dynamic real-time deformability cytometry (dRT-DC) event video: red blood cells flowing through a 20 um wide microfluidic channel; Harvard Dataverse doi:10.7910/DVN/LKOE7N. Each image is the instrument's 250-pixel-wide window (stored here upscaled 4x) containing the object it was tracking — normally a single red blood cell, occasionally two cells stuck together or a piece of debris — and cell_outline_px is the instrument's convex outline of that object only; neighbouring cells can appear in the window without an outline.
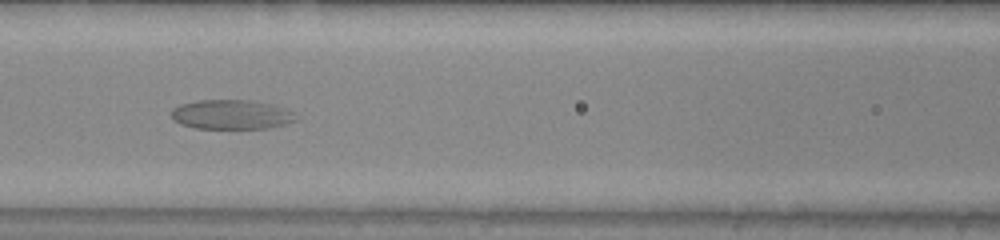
{"species": "common noctule bat (a hibernating species)", "species_latin": "Nyctalus noctula", "temperature_condition": "warm", "stored_images_in_passage": 48, "camera_frame_rate_fps": 3000, "um_per_image_px": 0.085, "animal": {"sex": "male", "body_mass_g": 20.0, "forearm_length_mm": 53.3}, "frame": {"image": 1, "passage_image": 19, "time_ms": 6.0, "image_size_px": [1000, 240], "cell_outline_px": [[296, 120], [284, 124], [268, 128], [196, 128], [180, 124], [172, 120], [172, 108], [180, 104], [200, 100], [252, 100], [272, 104], [284, 108], [292, 112]], "centroid_in_image_um": [19.63, 9.73], "position_along_channel_um": 147.0, "area_um2": 21.27}}
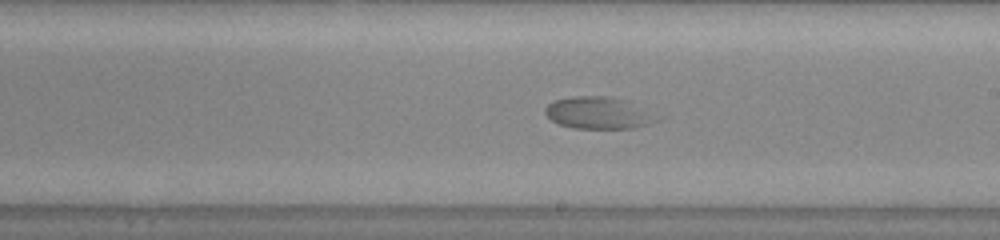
{"frame": {"image": 2, "passage_image": 26, "time_ms": 8.333, "image_size_px": [1000, 240], "cell_outline_px": [[656, 120], [648, 124], [636, 128], [576, 128], [560, 124], [552, 120], [544, 112], [544, 108], [548, 104], [556, 100], [572, 96], [608, 96], [624, 100]], "centroid_in_image_um": [50.7, 9.6], "position_along_channel_um": 238.3, "area_um2": 19.77}}
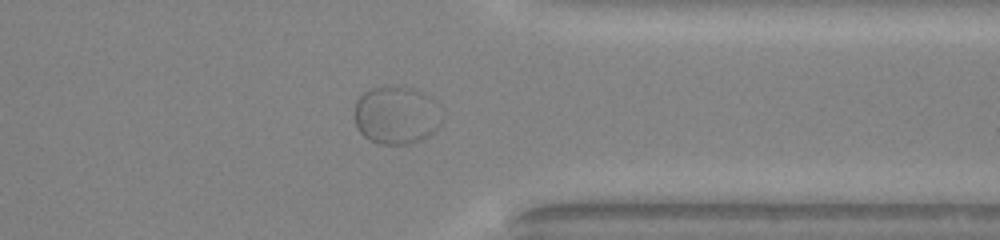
{"frame": {"image": 3, "passage_image": 37, "time_ms": 12.0, "image_size_px": [1000, 240], "cell_outline_px": [[440, 124], [428, 136], [420, 140], [408, 144], [380, 144], [364, 136], [356, 128], [356, 100], [364, 92], [372, 88], [412, 88], [424, 92], [428, 96]], "centroid_in_image_um": [33.6, 9.82], "position_along_channel_um": 377.8, "area_um2": 28.26}}